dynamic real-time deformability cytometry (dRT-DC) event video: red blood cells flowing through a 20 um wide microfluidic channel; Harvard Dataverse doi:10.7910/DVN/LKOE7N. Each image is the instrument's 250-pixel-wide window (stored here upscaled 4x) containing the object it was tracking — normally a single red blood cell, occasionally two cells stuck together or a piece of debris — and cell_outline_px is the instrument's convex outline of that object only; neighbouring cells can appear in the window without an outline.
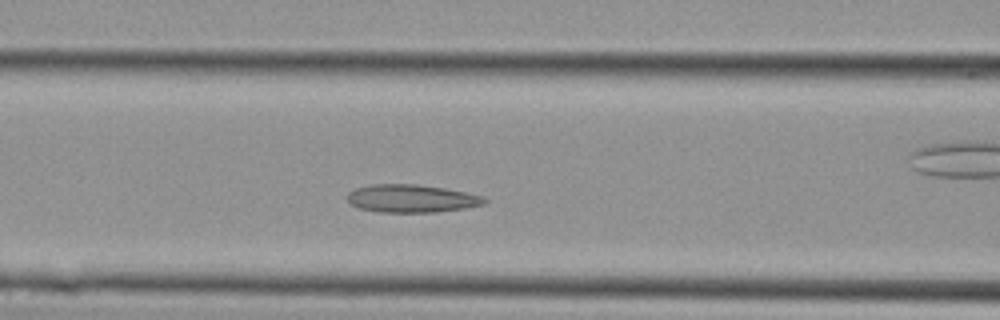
{"species": "Egyptian fruit bat (a non-hibernating species)", "species_latin": "Rousettus aegyptiacus", "temperature_condition": "cold", "stored_images_in_passage": 14, "camera_frame_rate_fps": 3000, "um_per_image_px": 0.085, "animal": {"sex": "female"}, "frame": {"image": 1, "passage_image": 7, "time_ms": 2.0, "image_size_px": [1000, 320], "cell_outline_px": [[488, 200], [484, 204], [464, 208], [436, 212], [376, 212], [360, 208], [348, 204], [348, 192], [356, 188], [372, 184], [412, 184], [444, 188], [484, 196]], "centroid_in_image_um": [34.95, 16.88], "position_along_channel_um": 131.6, "area_um2": 22.25}}